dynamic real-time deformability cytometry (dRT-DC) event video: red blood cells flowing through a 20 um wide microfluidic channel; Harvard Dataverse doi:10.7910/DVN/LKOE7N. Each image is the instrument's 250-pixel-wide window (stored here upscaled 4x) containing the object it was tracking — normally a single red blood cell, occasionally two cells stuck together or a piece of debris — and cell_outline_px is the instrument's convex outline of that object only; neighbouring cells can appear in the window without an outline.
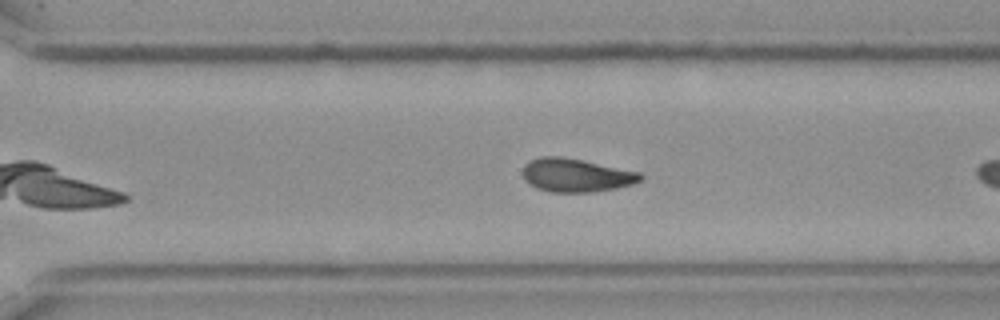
{"species": "Egyptian fruit bat (a non-hibernating species)", "species_latin": "Rousettus aegyptiacus", "temperature_condition": "cold", "stored_images_in_passage": 28, "camera_frame_rate_fps": 3000, "um_per_image_px": 0.085, "frame": {"image": 1, "passage_image": 20, "time_ms": 6.333, "image_size_px": [1000, 320], "cell_outline_px": [[644, 176], [640, 180], [632, 184], [616, 188], [592, 192], [552, 192], [536, 188], [528, 184], [524, 180], [524, 164], [540, 156], [560, 156], [640, 172]], "centroid_in_image_um": [48.94, 14.9], "position_along_channel_um": 321.7, "area_um2": 22.72}, "authors_computed_cell_mechanics": {"area_um2": 22.7732, "velocity_mm_per_s": 3.5804, "shape_relaxation_time_tau1_ms": null, "shape_relaxation_time_tau2_ms": 2.7743, "deformation_change_tau1": null, "deformation_change_tau2": 0.075}}